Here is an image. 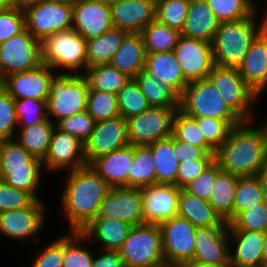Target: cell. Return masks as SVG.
I'll return each mask as SVG.
<instances>
[{"mask_svg":"<svg viewBox=\"0 0 267 267\" xmlns=\"http://www.w3.org/2000/svg\"><path fill=\"white\" fill-rule=\"evenodd\" d=\"M66 172L60 197L61 210L67 218L68 230L81 231L98 215L111 187L89 164Z\"/></svg>","mask_w":267,"mask_h":267,"instance_id":"6da1fadb","label":"cell"},{"mask_svg":"<svg viewBox=\"0 0 267 267\" xmlns=\"http://www.w3.org/2000/svg\"><path fill=\"white\" fill-rule=\"evenodd\" d=\"M255 121L233 126L227 140L215 151L220 169L238 177L256 176L267 166V143Z\"/></svg>","mask_w":267,"mask_h":267,"instance_id":"7a4b0ae2","label":"cell"},{"mask_svg":"<svg viewBox=\"0 0 267 267\" xmlns=\"http://www.w3.org/2000/svg\"><path fill=\"white\" fill-rule=\"evenodd\" d=\"M258 11L245 19L219 24L212 42L214 65L239 67L253 40L267 26V8L262 17Z\"/></svg>","mask_w":267,"mask_h":267,"instance_id":"3957f363","label":"cell"},{"mask_svg":"<svg viewBox=\"0 0 267 267\" xmlns=\"http://www.w3.org/2000/svg\"><path fill=\"white\" fill-rule=\"evenodd\" d=\"M41 49L42 63L56 73L84 74L87 70V41L73 28L47 36Z\"/></svg>","mask_w":267,"mask_h":267,"instance_id":"277c9868","label":"cell"},{"mask_svg":"<svg viewBox=\"0 0 267 267\" xmlns=\"http://www.w3.org/2000/svg\"><path fill=\"white\" fill-rule=\"evenodd\" d=\"M89 85L83 74L55 73L46 100L47 117L56 124L61 119L87 110Z\"/></svg>","mask_w":267,"mask_h":267,"instance_id":"5b68a950","label":"cell"},{"mask_svg":"<svg viewBox=\"0 0 267 267\" xmlns=\"http://www.w3.org/2000/svg\"><path fill=\"white\" fill-rule=\"evenodd\" d=\"M207 79L219 92L227 107L241 121L257 122L253 109L260 97L243 80L238 68L214 65Z\"/></svg>","mask_w":267,"mask_h":267,"instance_id":"8992f818","label":"cell"},{"mask_svg":"<svg viewBox=\"0 0 267 267\" xmlns=\"http://www.w3.org/2000/svg\"><path fill=\"white\" fill-rule=\"evenodd\" d=\"M125 267H165L159 224L132 226L118 250Z\"/></svg>","mask_w":267,"mask_h":267,"instance_id":"52a82bcc","label":"cell"},{"mask_svg":"<svg viewBox=\"0 0 267 267\" xmlns=\"http://www.w3.org/2000/svg\"><path fill=\"white\" fill-rule=\"evenodd\" d=\"M179 110L189 117L240 120L208 79L188 83L180 96Z\"/></svg>","mask_w":267,"mask_h":267,"instance_id":"ba28073f","label":"cell"},{"mask_svg":"<svg viewBox=\"0 0 267 267\" xmlns=\"http://www.w3.org/2000/svg\"><path fill=\"white\" fill-rule=\"evenodd\" d=\"M26 29L41 42L49 35L72 28V0H43L23 10Z\"/></svg>","mask_w":267,"mask_h":267,"instance_id":"9c48e42d","label":"cell"},{"mask_svg":"<svg viewBox=\"0 0 267 267\" xmlns=\"http://www.w3.org/2000/svg\"><path fill=\"white\" fill-rule=\"evenodd\" d=\"M45 199H36L30 206L0 212V234L14 241L37 245L44 229L48 209ZM43 228V229H42Z\"/></svg>","mask_w":267,"mask_h":267,"instance_id":"30bf717a","label":"cell"},{"mask_svg":"<svg viewBox=\"0 0 267 267\" xmlns=\"http://www.w3.org/2000/svg\"><path fill=\"white\" fill-rule=\"evenodd\" d=\"M42 64L41 41L25 28L0 44V82L8 75Z\"/></svg>","mask_w":267,"mask_h":267,"instance_id":"8fae6325","label":"cell"},{"mask_svg":"<svg viewBox=\"0 0 267 267\" xmlns=\"http://www.w3.org/2000/svg\"><path fill=\"white\" fill-rule=\"evenodd\" d=\"M179 108L150 107L126 119L129 143L150 145L173 135V120Z\"/></svg>","mask_w":267,"mask_h":267,"instance_id":"7c38bea8","label":"cell"},{"mask_svg":"<svg viewBox=\"0 0 267 267\" xmlns=\"http://www.w3.org/2000/svg\"><path fill=\"white\" fill-rule=\"evenodd\" d=\"M162 232V250L167 266L190 262L194 255V234L197 229L187 219L176 215L159 224Z\"/></svg>","mask_w":267,"mask_h":267,"instance_id":"4fadbf2b","label":"cell"},{"mask_svg":"<svg viewBox=\"0 0 267 267\" xmlns=\"http://www.w3.org/2000/svg\"><path fill=\"white\" fill-rule=\"evenodd\" d=\"M173 53L188 83L207 79L214 66L212 43L203 40L180 35Z\"/></svg>","mask_w":267,"mask_h":267,"instance_id":"5bb4252c","label":"cell"},{"mask_svg":"<svg viewBox=\"0 0 267 267\" xmlns=\"http://www.w3.org/2000/svg\"><path fill=\"white\" fill-rule=\"evenodd\" d=\"M44 170L66 173L87 165L84 154V142L78 137L54 128L48 152L42 160Z\"/></svg>","mask_w":267,"mask_h":267,"instance_id":"9a60e30c","label":"cell"},{"mask_svg":"<svg viewBox=\"0 0 267 267\" xmlns=\"http://www.w3.org/2000/svg\"><path fill=\"white\" fill-rule=\"evenodd\" d=\"M140 188H110L96 217L118 219L132 226L145 224Z\"/></svg>","mask_w":267,"mask_h":267,"instance_id":"2e32d148","label":"cell"},{"mask_svg":"<svg viewBox=\"0 0 267 267\" xmlns=\"http://www.w3.org/2000/svg\"><path fill=\"white\" fill-rule=\"evenodd\" d=\"M55 73L49 65L42 63L34 69L6 76L0 82V86L14 100L25 98L47 100L50 80Z\"/></svg>","mask_w":267,"mask_h":267,"instance_id":"e0dca14e","label":"cell"},{"mask_svg":"<svg viewBox=\"0 0 267 267\" xmlns=\"http://www.w3.org/2000/svg\"><path fill=\"white\" fill-rule=\"evenodd\" d=\"M129 144L127 122L122 116L95 122L90 137L84 142L87 164L98 156Z\"/></svg>","mask_w":267,"mask_h":267,"instance_id":"ac0fdd59","label":"cell"},{"mask_svg":"<svg viewBox=\"0 0 267 267\" xmlns=\"http://www.w3.org/2000/svg\"><path fill=\"white\" fill-rule=\"evenodd\" d=\"M194 237L193 262L230 266L228 226L197 228Z\"/></svg>","mask_w":267,"mask_h":267,"instance_id":"d6986e66","label":"cell"},{"mask_svg":"<svg viewBox=\"0 0 267 267\" xmlns=\"http://www.w3.org/2000/svg\"><path fill=\"white\" fill-rule=\"evenodd\" d=\"M72 28L86 41L113 28L111 6L87 0H72Z\"/></svg>","mask_w":267,"mask_h":267,"instance_id":"ffe728a7","label":"cell"},{"mask_svg":"<svg viewBox=\"0 0 267 267\" xmlns=\"http://www.w3.org/2000/svg\"><path fill=\"white\" fill-rule=\"evenodd\" d=\"M181 188L173 184H153L141 188L145 223L160 224L178 212Z\"/></svg>","mask_w":267,"mask_h":267,"instance_id":"44dd1931","label":"cell"},{"mask_svg":"<svg viewBox=\"0 0 267 267\" xmlns=\"http://www.w3.org/2000/svg\"><path fill=\"white\" fill-rule=\"evenodd\" d=\"M238 70L243 80L261 98L267 91V26L251 43Z\"/></svg>","mask_w":267,"mask_h":267,"instance_id":"7402d4cb","label":"cell"},{"mask_svg":"<svg viewBox=\"0 0 267 267\" xmlns=\"http://www.w3.org/2000/svg\"><path fill=\"white\" fill-rule=\"evenodd\" d=\"M231 267H264L266 233L228 230Z\"/></svg>","mask_w":267,"mask_h":267,"instance_id":"603a6c76","label":"cell"},{"mask_svg":"<svg viewBox=\"0 0 267 267\" xmlns=\"http://www.w3.org/2000/svg\"><path fill=\"white\" fill-rule=\"evenodd\" d=\"M155 12L156 6L147 0H118L111 5L112 25L128 33H141L155 20Z\"/></svg>","mask_w":267,"mask_h":267,"instance_id":"cb8c5ba5","label":"cell"},{"mask_svg":"<svg viewBox=\"0 0 267 267\" xmlns=\"http://www.w3.org/2000/svg\"><path fill=\"white\" fill-rule=\"evenodd\" d=\"M134 158V145H127L93 159L89 166L111 187H128V170Z\"/></svg>","mask_w":267,"mask_h":267,"instance_id":"d4e9b609","label":"cell"},{"mask_svg":"<svg viewBox=\"0 0 267 267\" xmlns=\"http://www.w3.org/2000/svg\"><path fill=\"white\" fill-rule=\"evenodd\" d=\"M131 227L132 225L129 223L118 219L95 217L80 232L91 243L93 241L95 244L98 243L99 249L118 251L126 240Z\"/></svg>","mask_w":267,"mask_h":267,"instance_id":"484cf974","label":"cell"},{"mask_svg":"<svg viewBox=\"0 0 267 267\" xmlns=\"http://www.w3.org/2000/svg\"><path fill=\"white\" fill-rule=\"evenodd\" d=\"M219 24L205 0H190L188 14L180 33L185 37L212 43Z\"/></svg>","mask_w":267,"mask_h":267,"instance_id":"4316f807","label":"cell"},{"mask_svg":"<svg viewBox=\"0 0 267 267\" xmlns=\"http://www.w3.org/2000/svg\"><path fill=\"white\" fill-rule=\"evenodd\" d=\"M146 51L141 33H128L109 64L134 79L144 68Z\"/></svg>","mask_w":267,"mask_h":267,"instance_id":"83f0119b","label":"cell"},{"mask_svg":"<svg viewBox=\"0 0 267 267\" xmlns=\"http://www.w3.org/2000/svg\"><path fill=\"white\" fill-rule=\"evenodd\" d=\"M177 215L187 219L197 228L228 226L208 201L189 193L185 188L180 190L178 196Z\"/></svg>","mask_w":267,"mask_h":267,"instance_id":"f1b7e54d","label":"cell"},{"mask_svg":"<svg viewBox=\"0 0 267 267\" xmlns=\"http://www.w3.org/2000/svg\"><path fill=\"white\" fill-rule=\"evenodd\" d=\"M144 69L172 87L180 96L188 85L173 51L146 54Z\"/></svg>","mask_w":267,"mask_h":267,"instance_id":"f546056e","label":"cell"},{"mask_svg":"<svg viewBox=\"0 0 267 267\" xmlns=\"http://www.w3.org/2000/svg\"><path fill=\"white\" fill-rule=\"evenodd\" d=\"M43 169L42 160L30 154L16 139L0 141V180L10 171Z\"/></svg>","mask_w":267,"mask_h":267,"instance_id":"4dcf8cb0","label":"cell"},{"mask_svg":"<svg viewBox=\"0 0 267 267\" xmlns=\"http://www.w3.org/2000/svg\"><path fill=\"white\" fill-rule=\"evenodd\" d=\"M134 80L151 107L179 108L180 95L145 69Z\"/></svg>","mask_w":267,"mask_h":267,"instance_id":"1f68e13d","label":"cell"},{"mask_svg":"<svg viewBox=\"0 0 267 267\" xmlns=\"http://www.w3.org/2000/svg\"><path fill=\"white\" fill-rule=\"evenodd\" d=\"M155 160V184L176 185L179 161L173 146V135L148 145Z\"/></svg>","mask_w":267,"mask_h":267,"instance_id":"d6a6232c","label":"cell"},{"mask_svg":"<svg viewBox=\"0 0 267 267\" xmlns=\"http://www.w3.org/2000/svg\"><path fill=\"white\" fill-rule=\"evenodd\" d=\"M237 181L238 176L221 170L215 179L208 199V203L227 223L233 220V202Z\"/></svg>","mask_w":267,"mask_h":267,"instance_id":"836d02e7","label":"cell"},{"mask_svg":"<svg viewBox=\"0 0 267 267\" xmlns=\"http://www.w3.org/2000/svg\"><path fill=\"white\" fill-rule=\"evenodd\" d=\"M56 124L49 118L28 127H18L16 139L30 154L41 160L46 156ZM18 132V133H17Z\"/></svg>","mask_w":267,"mask_h":267,"instance_id":"e575fe53","label":"cell"},{"mask_svg":"<svg viewBox=\"0 0 267 267\" xmlns=\"http://www.w3.org/2000/svg\"><path fill=\"white\" fill-rule=\"evenodd\" d=\"M128 32L112 28L97 38L87 41V68L109 64Z\"/></svg>","mask_w":267,"mask_h":267,"instance_id":"d590c367","label":"cell"},{"mask_svg":"<svg viewBox=\"0 0 267 267\" xmlns=\"http://www.w3.org/2000/svg\"><path fill=\"white\" fill-rule=\"evenodd\" d=\"M155 184V160L148 145H134V158L128 170V187L142 188Z\"/></svg>","mask_w":267,"mask_h":267,"instance_id":"8d00e7d4","label":"cell"},{"mask_svg":"<svg viewBox=\"0 0 267 267\" xmlns=\"http://www.w3.org/2000/svg\"><path fill=\"white\" fill-rule=\"evenodd\" d=\"M83 75L86 77L90 89L113 94H117L131 80L129 76L110 64L91 66Z\"/></svg>","mask_w":267,"mask_h":267,"instance_id":"74e56055","label":"cell"},{"mask_svg":"<svg viewBox=\"0 0 267 267\" xmlns=\"http://www.w3.org/2000/svg\"><path fill=\"white\" fill-rule=\"evenodd\" d=\"M146 54L170 52L175 48L181 33L156 19L142 31Z\"/></svg>","mask_w":267,"mask_h":267,"instance_id":"f35d334b","label":"cell"},{"mask_svg":"<svg viewBox=\"0 0 267 267\" xmlns=\"http://www.w3.org/2000/svg\"><path fill=\"white\" fill-rule=\"evenodd\" d=\"M90 241L80 231L64 233V258L62 267H92L94 255L91 247L83 245Z\"/></svg>","mask_w":267,"mask_h":267,"instance_id":"ab89813d","label":"cell"},{"mask_svg":"<svg viewBox=\"0 0 267 267\" xmlns=\"http://www.w3.org/2000/svg\"><path fill=\"white\" fill-rule=\"evenodd\" d=\"M205 1L220 23L245 19L258 9L255 0Z\"/></svg>","mask_w":267,"mask_h":267,"instance_id":"60d3db41","label":"cell"},{"mask_svg":"<svg viewBox=\"0 0 267 267\" xmlns=\"http://www.w3.org/2000/svg\"><path fill=\"white\" fill-rule=\"evenodd\" d=\"M258 176L238 177L233 202V219L243 210L264 203Z\"/></svg>","mask_w":267,"mask_h":267,"instance_id":"b9f144b4","label":"cell"},{"mask_svg":"<svg viewBox=\"0 0 267 267\" xmlns=\"http://www.w3.org/2000/svg\"><path fill=\"white\" fill-rule=\"evenodd\" d=\"M202 132L205 143L215 152L226 140L233 126L241 120H222L206 117H192Z\"/></svg>","mask_w":267,"mask_h":267,"instance_id":"7bdbcfd3","label":"cell"},{"mask_svg":"<svg viewBox=\"0 0 267 267\" xmlns=\"http://www.w3.org/2000/svg\"><path fill=\"white\" fill-rule=\"evenodd\" d=\"M117 102L119 114L124 119L139 115L151 107L134 79L117 93Z\"/></svg>","mask_w":267,"mask_h":267,"instance_id":"ee69618b","label":"cell"},{"mask_svg":"<svg viewBox=\"0 0 267 267\" xmlns=\"http://www.w3.org/2000/svg\"><path fill=\"white\" fill-rule=\"evenodd\" d=\"M87 112L94 118L95 122L120 116L117 94L89 88L87 95Z\"/></svg>","mask_w":267,"mask_h":267,"instance_id":"f6af8a7d","label":"cell"},{"mask_svg":"<svg viewBox=\"0 0 267 267\" xmlns=\"http://www.w3.org/2000/svg\"><path fill=\"white\" fill-rule=\"evenodd\" d=\"M173 136L186 143L203 148L208 154L215 152L205 143V138L197 126L196 121L179 109L176 112L173 120Z\"/></svg>","mask_w":267,"mask_h":267,"instance_id":"bcb514c9","label":"cell"},{"mask_svg":"<svg viewBox=\"0 0 267 267\" xmlns=\"http://www.w3.org/2000/svg\"><path fill=\"white\" fill-rule=\"evenodd\" d=\"M228 230H246L267 233V203H260L241 211L228 223Z\"/></svg>","mask_w":267,"mask_h":267,"instance_id":"7dc6e473","label":"cell"},{"mask_svg":"<svg viewBox=\"0 0 267 267\" xmlns=\"http://www.w3.org/2000/svg\"><path fill=\"white\" fill-rule=\"evenodd\" d=\"M190 0H162L156 5L155 19L169 27L182 30Z\"/></svg>","mask_w":267,"mask_h":267,"instance_id":"c3c4849f","label":"cell"},{"mask_svg":"<svg viewBox=\"0 0 267 267\" xmlns=\"http://www.w3.org/2000/svg\"><path fill=\"white\" fill-rule=\"evenodd\" d=\"M18 127H28L44 122L47 117L46 100L34 98L15 99Z\"/></svg>","mask_w":267,"mask_h":267,"instance_id":"681fc988","label":"cell"},{"mask_svg":"<svg viewBox=\"0 0 267 267\" xmlns=\"http://www.w3.org/2000/svg\"><path fill=\"white\" fill-rule=\"evenodd\" d=\"M17 129L15 100L0 86V141L14 138Z\"/></svg>","mask_w":267,"mask_h":267,"instance_id":"f907efd6","label":"cell"},{"mask_svg":"<svg viewBox=\"0 0 267 267\" xmlns=\"http://www.w3.org/2000/svg\"><path fill=\"white\" fill-rule=\"evenodd\" d=\"M94 125V118L87 110L65 117L56 123V127L59 130L78 137L82 142H85L90 137Z\"/></svg>","mask_w":267,"mask_h":267,"instance_id":"816d5d0a","label":"cell"},{"mask_svg":"<svg viewBox=\"0 0 267 267\" xmlns=\"http://www.w3.org/2000/svg\"><path fill=\"white\" fill-rule=\"evenodd\" d=\"M63 234V235H62ZM41 247L30 267H62L64 258V232Z\"/></svg>","mask_w":267,"mask_h":267,"instance_id":"f5cc1de1","label":"cell"},{"mask_svg":"<svg viewBox=\"0 0 267 267\" xmlns=\"http://www.w3.org/2000/svg\"><path fill=\"white\" fill-rule=\"evenodd\" d=\"M42 170H19V171H10V174L7 175L3 181L20 190L29 192L35 199H41L39 196L38 189L42 181Z\"/></svg>","mask_w":267,"mask_h":267,"instance_id":"db71d44e","label":"cell"},{"mask_svg":"<svg viewBox=\"0 0 267 267\" xmlns=\"http://www.w3.org/2000/svg\"><path fill=\"white\" fill-rule=\"evenodd\" d=\"M26 28L22 9L15 7L0 8V44Z\"/></svg>","mask_w":267,"mask_h":267,"instance_id":"11a10c76","label":"cell"},{"mask_svg":"<svg viewBox=\"0 0 267 267\" xmlns=\"http://www.w3.org/2000/svg\"><path fill=\"white\" fill-rule=\"evenodd\" d=\"M35 200L29 192L14 188L0 180V212L26 208Z\"/></svg>","mask_w":267,"mask_h":267,"instance_id":"9f6ffc18","label":"cell"},{"mask_svg":"<svg viewBox=\"0 0 267 267\" xmlns=\"http://www.w3.org/2000/svg\"><path fill=\"white\" fill-rule=\"evenodd\" d=\"M220 171L219 165L213 161L201 174L195 177L185 189L198 198L208 201L215 179Z\"/></svg>","mask_w":267,"mask_h":267,"instance_id":"6f0895ef","label":"cell"},{"mask_svg":"<svg viewBox=\"0 0 267 267\" xmlns=\"http://www.w3.org/2000/svg\"><path fill=\"white\" fill-rule=\"evenodd\" d=\"M214 160H193L179 163L176 186L185 188L195 177L201 174Z\"/></svg>","mask_w":267,"mask_h":267,"instance_id":"680465c9","label":"cell"},{"mask_svg":"<svg viewBox=\"0 0 267 267\" xmlns=\"http://www.w3.org/2000/svg\"><path fill=\"white\" fill-rule=\"evenodd\" d=\"M173 146L176 148V157L179 163L193 160H214L215 154H208L203 148L177 140L173 136Z\"/></svg>","mask_w":267,"mask_h":267,"instance_id":"91938a15","label":"cell"},{"mask_svg":"<svg viewBox=\"0 0 267 267\" xmlns=\"http://www.w3.org/2000/svg\"><path fill=\"white\" fill-rule=\"evenodd\" d=\"M94 257L92 267H125L119 251L101 250Z\"/></svg>","mask_w":267,"mask_h":267,"instance_id":"94428289","label":"cell"},{"mask_svg":"<svg viewBox=\"0 0 267 267\" xmlns=\"http://www.w3.org/2000/svg\"><path fill=\"white\" fill-rule=\"evenodd\" d=\"M257 176L262 189L264 201L267 203V166L260 171Z\"/></svg>","mask_w":267,"mask_h":267,"instance_id":"6125c7cd","label":"cell"},{"mask_svg":"<svg viewBox=\"0 0 267 267\" xmlns=\"http://www.w3.org/2000/svg\"><path fill=\"white\" fill-rule=\"evenodd\" d=\"M43 0H14L15 8L24 10L25 8L38 4L42 2Z\"/></svg>","mask_w":267,"mask_h":267,"instance_id":"be15d7a7","label":"cell"},{"mask_svg":"<svg viewBox=\"0 0 267 267\" xmlns=\"http://www.w3.org/2000/svg\"><path fill=\"white\" fill-rule=\"evenodd\" d=\"M175 267H231V266H216V265H209V264H200L197 262H183L180 263L178 265H176Z\"/></svg>","mask_w":267,"mask_h":267,"instance_id":"e7e4bbea","label":"cell"},{"mask_svg":"<svg viewBox=\"0 0 267 267\" xmlns=\"http://www.w3.org/2000/svg\"><path fill=\"white\" fill-rule=\"evenodd\" d=\"M15 7L14 0H0V8Z\"/></svg>","mask_w":267,"mask_h":267,"instance_id":"03108f58","label":"cell"},{"mask_svg":"<svg viewBox=\"0 0 267 267\" xmlns=\"http://www.w3.org/2000/svg\"><path fill=\"white\" fill-rule=\"evenodd\" d=\"M263 258H264V267H267V233H266V240H265L264 249H263Z\"/></svg>","mask_w":267,"mask_h":267,"instance_id":"003e7915","label":"cell"},{"mask_svg":"<svg viewBox=\"0 0 267 267\" xmlns=\"http://www.w3.org/2000/svg\"><path fill=\"white\" fill-rule=\"evenodd\" d=\"M87 1L104 3L111 6L112 4H115L118 0H87Z\"/></svg>","mask_w":267,"mask_h":267,"instance_id":"a7ac6f4b","label":"cell"},{"mask_svg":"<svg viewBox=\"0 0 267 267\" xmlns=\"http://www.w3.org/2000/svg\"><path fill=\"white\" fill-rule=\"evenodd\" d=\"M267 118V117H266ZM265 122H263L262 124H260L259 126L262 128L263 130V134L265 136L266 139V143H267V119H264Z\"/></svg>","mask_w":267,"mask_h":267,"instance_id":"89a4df30","label":"cell"},{"mask_svg":"<svg viewBox=\"0 0 267 267\" xmlns=\"http://www.w3.org/2000/svg\"><path fill=\"white\" fill-rule=\"evenodd\" d=\"M149 2H152L155 6L159 4L162 0H147Z\"/></svg>","mask_w":267,"mask_h":267,"instance_id":"2644e50d","label":"cell"},{"mask_svg":"<svg viewBox=\"0 0 267 267\" xmlns=\"http://www.w3.org/2000/svg\"><path fill=\"white\" fill-rule=\"evenodd\" d=\"M257 1V0H256ZM258 1H262L263 3H265V5L267 6V0H258Z\"/></svg>","mask_w":267,"mask_h":267,"instance_id":"8c879c8a","label":"cell"}]
</instances>
